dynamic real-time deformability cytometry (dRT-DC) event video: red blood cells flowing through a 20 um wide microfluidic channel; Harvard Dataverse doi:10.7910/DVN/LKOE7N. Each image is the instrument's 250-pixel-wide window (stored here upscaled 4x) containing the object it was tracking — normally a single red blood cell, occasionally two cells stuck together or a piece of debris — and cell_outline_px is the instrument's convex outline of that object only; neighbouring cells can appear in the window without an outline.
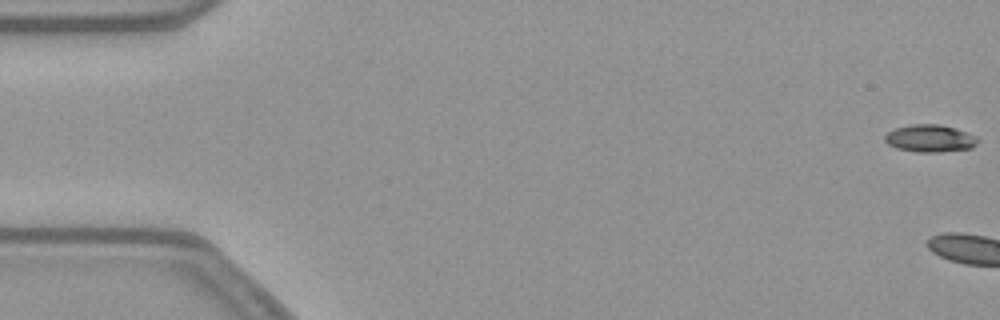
{"species": "common noctule bat (a hibernating species)", "species_latin": "Nyctalus noctula", "temperature_condition": "warm", "stored_images_in_passage": 7, "camera_frame_rate_fps": 3000, "um_per_image_px": 0.085, "animal": {"sex": "female", "body_mass_g": 21.9}, "frame": {"image": 1, "passage_image": 1, "time_ms": 0.0, "image_size_px": [1000, 320], "cell_outline_px": [[980, 140], [972, 148], [940, 152], [916, 152], [896, 148], [888, 144], [884, 140], [884, 136], [888, 132], [896, 128], [912, 124], [940, 124], [956, 128], [976, 136]], "centroid_in_image_um": [79.06, 11.76], "position_along_channel_um": 5.9, "area_um2": 14.91}}